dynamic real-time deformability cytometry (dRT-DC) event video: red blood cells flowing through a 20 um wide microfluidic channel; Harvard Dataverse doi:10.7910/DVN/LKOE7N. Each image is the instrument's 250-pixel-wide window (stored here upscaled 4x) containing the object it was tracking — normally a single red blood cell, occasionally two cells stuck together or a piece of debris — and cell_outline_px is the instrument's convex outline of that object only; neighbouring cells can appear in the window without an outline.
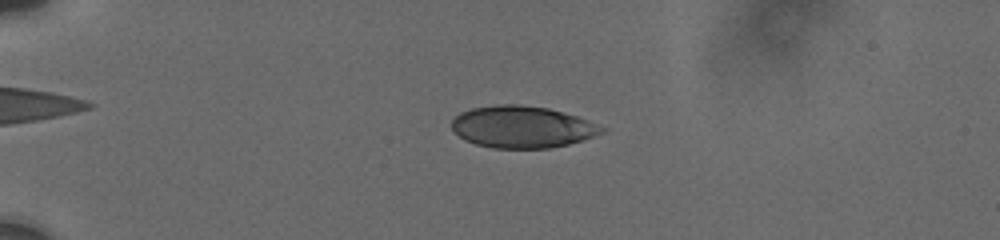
{"species": "human", "species_latin": "Homo sapiens", "temperature_condition": "cold", "stored_images_in_passage": 68, "camera_frame_rate_fps": 3000, "um_per_image_px": 0.085, "donor": {"sex": "male"}, "frame": {"image": 1, "passage_image": 17, "time_ms": 4.667, "image_size_px": [1000, 240], "cell_outline_px": [[604, 132], [584, 140], [568, 144], [548, 148], [492, 148], [476, 144], [464, 140], [452, 128], [452, 120], [460, 112], [472, 108], [496, 104], [520, 104], [548, 108], [576, 116], [588, 120], [604, 128]], "centroid_in_image_um": [44.37, 10.78], "position_along_channel_um": 40.6, "area_um2": 36.53}}
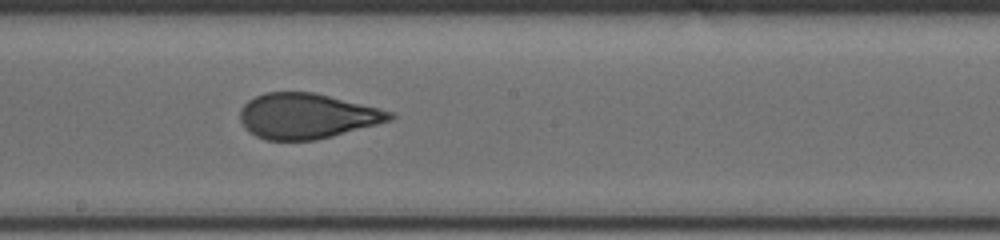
{"frame": {"image": 2, "passage_image": 37, "time_ms": 11.0, "image_size_px": [1000, 240], "cell_outline_px": [[396, 116], [392, 120], [332, 136], [316, 140], [264, 140], [248, 132], [244, 128], [240, 120], [240, 108], [248, 100], [264, 92], [312, 92], [396, 112]], "centroid_in_image_um": [26.06, 9.86], "position_along_channel_um": 222.1, "area_um2": 39.59}}
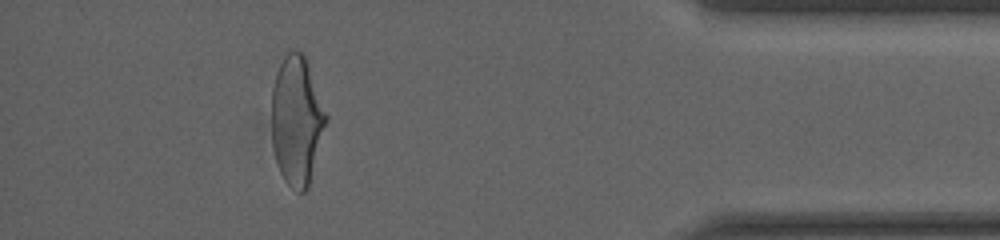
{"frame": {"image": 3, "passage_image": 61, "time_ms": 17.0, "image_size_px": [1000, 240], "cell_outline_px": [[328, 120], [308, 188], [304, 192], [296, 192], [284, 180], [280, 172], [276, 160], [272, 144], [272, 88], [276, 72], [284, 56], [288, 52], [304, 52], [328, 116]], "centroid_in_image_um": [25.23, 10.25], "position_along_channel_um": 410.0, "area_um2": 41.1}, "authors_computed_cell_mechanics": {"area_um2": 38.9572, "velocity_mm_per_s": 3.7709, "shape_relaxation_time_tau1_ms": 5.957, "shape_relaxation_time_tau2_ms": 0.9935, "deformation_change_tau1": 0.1906, "deformation_change_tau2": 0.0733}}